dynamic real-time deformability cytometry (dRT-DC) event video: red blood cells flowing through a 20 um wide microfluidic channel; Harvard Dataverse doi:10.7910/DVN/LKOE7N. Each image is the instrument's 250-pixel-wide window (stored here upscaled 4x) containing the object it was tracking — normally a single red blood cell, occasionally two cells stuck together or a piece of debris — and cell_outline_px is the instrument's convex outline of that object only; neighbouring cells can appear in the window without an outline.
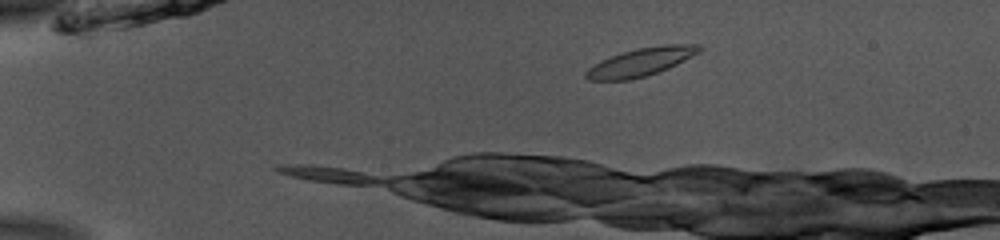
{"species": "common noctule bat (a hibernating species)", "species_latin": "Nyctalus noctula", "temperature_condition": "room temperature", "stored_images_in_passage": 36, "camera_frame_rate_fps": 3000, "um_per_image_px": 0.085, "animal": {"sex": "male", "body_mass_g": 13.0, "forearm_length_mm": 53.1}, "frame": {"image": 1, "passage_image": 5, "time_ms": 1.333, "image_size_px": [1000, 240], "cell_outline_px": [[704, 48], [700, 52], [668, 68], [648, 76], [628, 80], [588, 80], [584, 76], [584, 72], [588, 68], [612, 56], [636, 48], [660, 44], [700, 44]], "centroid_in_image_um": [54.53, 5.26], "position_along_channel_um": 30.5, "area_um2": 18.55}}
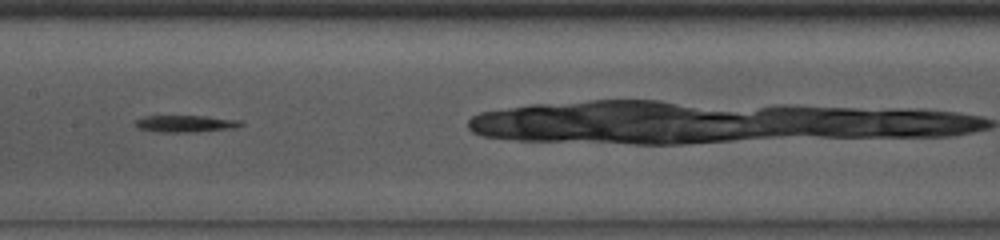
{"frame": {"image": 2, "passage_image": 16, "time_ms": 5.0, "image_size_px": [1000, 240], "cell_outline_px": [[244, 124], [236, 128], [192, 132], [156, 132], [136, 128], [132, 124], [136, 120], [144, 116], [208, 116], [240, 120]], "centroid_in_image_um": [15.74, 10.51], "position_along_channel_um": 191.7, "area_um2": 10.58}}
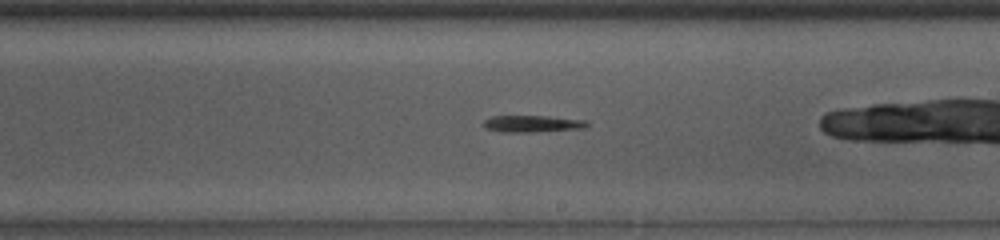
{"frame": {"image": 3, "passage_image": 20, "time_ms": 6.333, "image_size_px": [1000, 240], "cell_outline_px": [[588, 124], [584, 128], [532, 132], [504, 132], [484, 128], [484, 120], [492, 116], [544, 116], [588, 120]], "centroid_in_image_um": [45.25, 10.52], "position_along_channel_um": 243.8, "area_um2": 10.06}}